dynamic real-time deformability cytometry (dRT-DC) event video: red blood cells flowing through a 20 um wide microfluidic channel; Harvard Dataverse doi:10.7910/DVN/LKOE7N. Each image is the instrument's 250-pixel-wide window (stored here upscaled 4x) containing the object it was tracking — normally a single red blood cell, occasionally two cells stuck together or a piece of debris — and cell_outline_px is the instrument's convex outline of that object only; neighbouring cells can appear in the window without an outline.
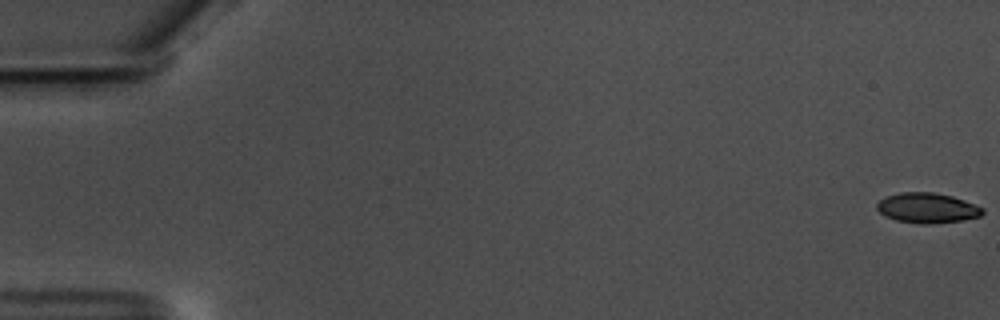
{"species": "common noctule bat (a hibernating species)", "species_latin": "Nyctalus noctula", "temperature_condition": "warm", "stored_images_in_passage": 59, "camera_frame_rate_fps": 3000, "um_per_image_px": 0.085, "animal": {"sex": "male", "body_mass_g": 17.5, "forearm_length_mm": 52.3}, "frame": {"image": 1, "passage_image": 1, "time_ms": 0.0, "image_size_px": [1000, 320], "cell_outline_px": [[984, 212], [980, 216], [964, 220], [928, 224], [920, 224], [896, 220], [884, 216], [876, 208], [876, 204], [880, 200], [888, 196], [900, 192], [932, 192], [952, 196], [964, 200], [984, 208]], "centroid_in_image_um": [78.82, 17.68], "position_along_channel_um": 6.2, "area_um2": 18.55}}
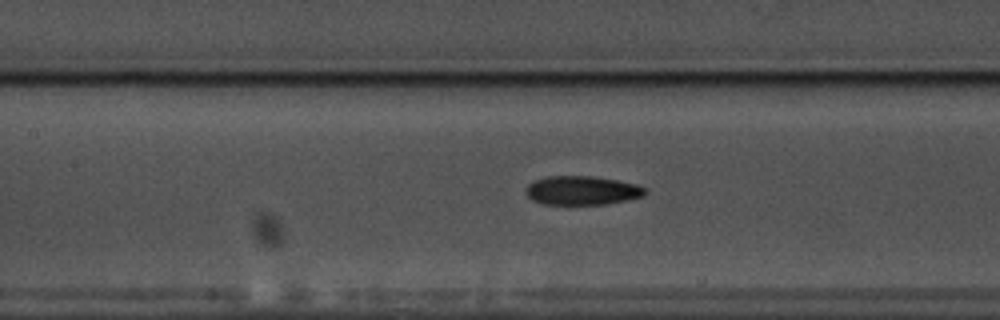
{"frame": {"image": 2, "passage_image": 28, "time_ms": 9.0, "image_size_px": [1000, 320], "cell_outline_px": [[648, 192], [644, 196], [628, 200], [608, 204], [544, 204], [532, 200], [528, 196], [528, 184], [532, 180], [548, 176], [592, 176], [616, 180], [636, 184], [648, 188]], "centroid_in_image_um": [49.53, 16.19], "position_along_channel_um": 157.9, "area_um2": 20.17}}
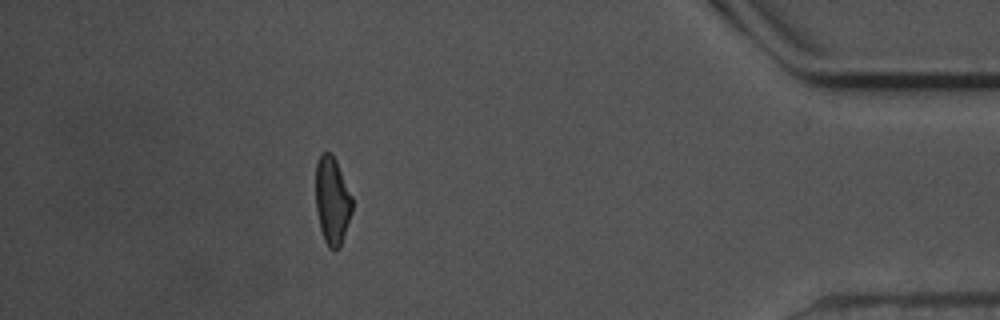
{"frame": {"image": 3, "passage_image": 53, "time_ms": 17.333, "image_size_px": [1000, 320], "cell_outline_px": [[352, 212], [340, 248], [328, 248], [324, 240], [320, 228], [316, 208], [316, 164], [320, 152], [332, 152], [336, 160], [352, 196]], "centroid_in_image_um": [28.23, 17.03], "position_along_channel_um": 407.0, "area_um2": 18.73}, "authors_computed_cell_mechanics": {"area_um2": 19.652, "velocity_mm_per_s": 3.5589, "shape_relaxation_time_tau1_ms": 5.4268, "shape_relaxation_time_tau2_ms": 4.0588, "deformation_change_tau1": 0.1511, "deformation_change_tau2": 0.1178}}